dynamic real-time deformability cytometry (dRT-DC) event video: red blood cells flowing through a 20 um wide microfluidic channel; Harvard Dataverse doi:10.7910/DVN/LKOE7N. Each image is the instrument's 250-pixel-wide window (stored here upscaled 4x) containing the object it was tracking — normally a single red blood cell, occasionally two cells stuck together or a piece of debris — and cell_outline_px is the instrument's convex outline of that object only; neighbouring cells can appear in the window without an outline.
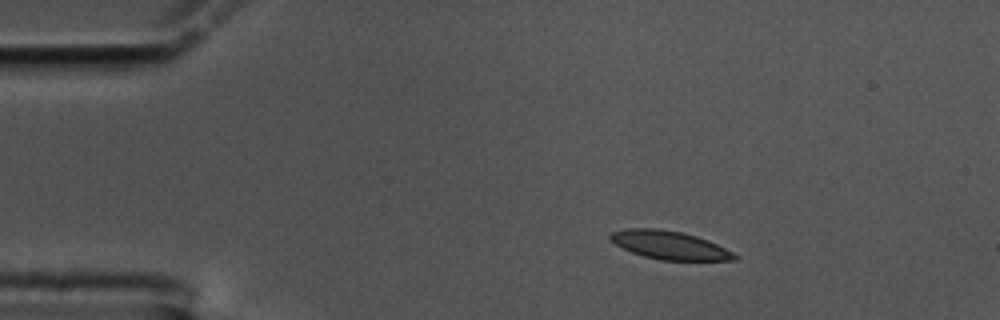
{"species": "common noctule bat (a hibernating species)", "species_latin": "Nyctalus noctula", "temperature_condition": "cold", "stored_images_in_passage": 48, "camera_frame_rate_fps": 3000, "um_per_image_px": 0.085, "animal": {"sex": "male", "body_mass_g": 17.5, "forearm_length_mm": 52.3}, "frame": {"image": 1, "passage_image": 1, "time_ms": 0.0, "image_size_px": [1000, 320], "cell_outline_px": [[740, 256], [736, 260], [660, 260], [644, 256], [632, 252], [616, 244], [608, 236], [612, 232], [628, 228], [656, 228], [680, 232], [696, 236], [708, 240]], "centroid_in_image_um": [56.92, 20.84], "position_along_channel_um": 28.1, "area_um2": 20.23}}
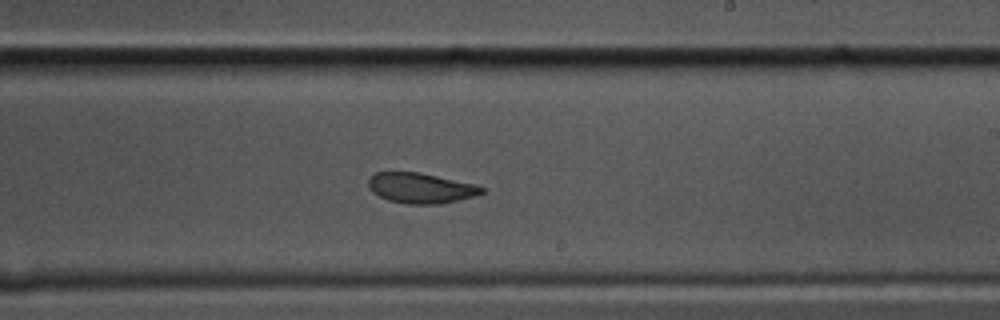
{"frame": {"image": 2, "passage_image": 25, "time_ms": 8.0, "image_size_px": [1000, 320], "cell_outline_px": [[484, 192], [476, 196], [440, 204], [404, 204], [388, 200], [372, 192], [368, 188], [368, 180], [376, 172], [420, 172], [476, 184], [484, 188]], "centroid_in_image_um": [35.77, 15.99], "position_along_channel_um": 253.2, "area_um2": 20.17}}
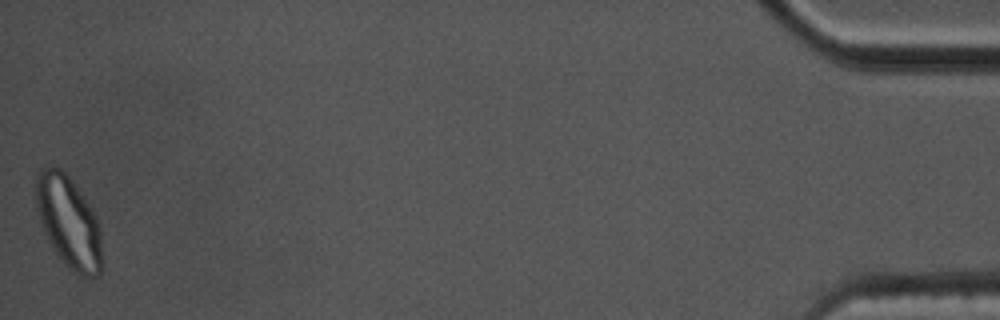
{"frame": {"image": 3, "passage_image": 48, "time_ms": 15.667, "image_size_px": [1000, 320], "cell_outline_px": [[100, 276], [80, 276], [52, 248], [40, 224], [36, 204], [36, 176], [40, 168], [44, 164], [48, 164], [60, 168], [72, 180], [92, 208], [96, 216], [100, 228]], "centroid_in_image_um": [5.8, 18.78], "position_along_channel_um": 429.4, "area_um2": 34.97}, "authors_computed_cell_mechanics": {"area_um2": 21.1837, "velocity_mm_per_s": 3.5346, "shape_relaxation_time_tau1_ms": 4.207, "shape_relaxation_time_tau2_ms": 1.6548, "deformation_change_tau1": 0.1508, "deformation_change_tau2": 0.0811}}